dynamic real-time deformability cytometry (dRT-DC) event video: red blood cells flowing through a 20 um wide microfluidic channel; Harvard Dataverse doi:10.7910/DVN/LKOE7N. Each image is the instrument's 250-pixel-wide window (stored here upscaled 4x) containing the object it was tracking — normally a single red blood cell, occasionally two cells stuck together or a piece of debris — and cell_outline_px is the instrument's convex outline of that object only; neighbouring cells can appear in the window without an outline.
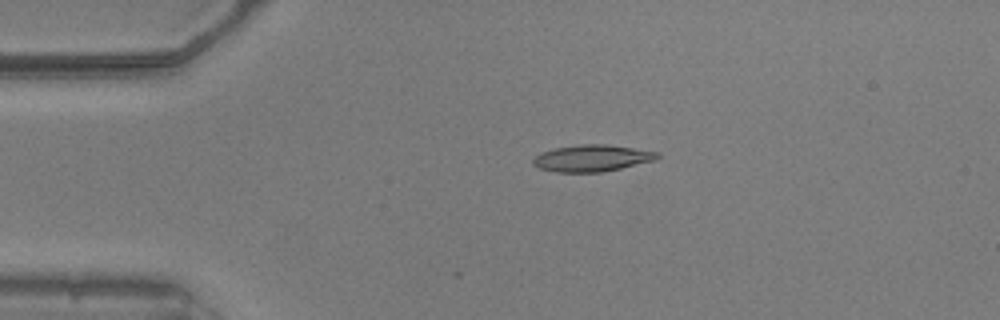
{"species": "common noctule bat (a hibernating species)", "species_latin": "Nyctalus noctula", "temperature_condition": "warm", "stored_images_in_passage": 8, "camera_frame_rate_fps": 3000, "um_per_image_px": 0.085, "animal": {"sex": "male", "body_mass_g": 20.5, "forearm_length_mm": 52.5}, "frame": {"image": 1, "passage_image": 1, "time_ms": 0.0, "image_size_px": [1000, 320], "cell_outline_px": [[660, 156], [656, 160], [620, 168], [600, 172], [556, 172], [540, 168], [532, 164], [532, 160], [540, 152], [556, 148], [580, 144], [608, 144], [660, 152]], "centroid_in_image_um": [50.33, 13.43], "position_along_channel_um": 34.7, "area_um2": 19.31}}
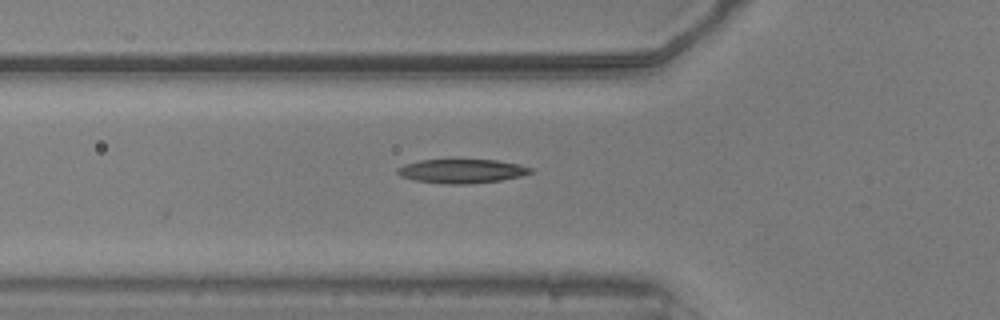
{"frame": {"image": 2, "passage_image": 8, "time_ms": 2.333, "image_size_px": [1000, 320], "cell_outline_px": [[532, 172], [520, 176], [500, 180], [468, 184], [444, 184], [412, 180], [400, 176], [396, 172], [396, 168], [404, 164], [420, 160], [496, 160], [520, 164], [532, 168]], "centroid_in_image_um": [39.2, 14.55], "position_along_channel_um": 86.6, "area_um2": 18.67}}